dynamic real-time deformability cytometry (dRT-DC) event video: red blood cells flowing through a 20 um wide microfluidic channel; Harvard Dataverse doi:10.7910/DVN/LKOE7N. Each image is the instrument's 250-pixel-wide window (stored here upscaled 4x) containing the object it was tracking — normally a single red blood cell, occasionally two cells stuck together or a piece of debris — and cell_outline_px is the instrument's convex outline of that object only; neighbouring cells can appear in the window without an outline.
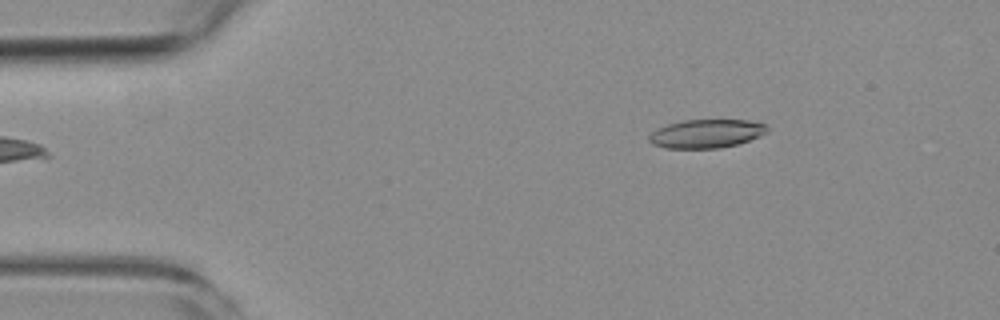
{"species": "common noctule bat (a hibernating species)", "species_latin": "Nyctalus noctula", "temperature_condition": "room temperature", "stored_images_in_passage": 3, "camera_frame_rate_fps": 3000, "um_per_image_px": 0.085, "animal": {"sex": "female", "body_mass_g": 19.3, "forearm_length_mm": 54.1}, "frame": {"image": 1, "passage_image": 3, "time_ms": 2.667, "image_size_px": [1000, 320], "cell_outline_px": [[768, 132], [760, 136], [736, 144], [720, 148], [664, 148], [652, 144], [648, 140], [648, 136], [656, 128], [668, 124], [684, 120], [748, 120], [764, 124], [768, 128]], "centroid_in_image_um": [60.01, 11.36], "position_along_channel_um": 25.0, "area_um2": 19.65}}